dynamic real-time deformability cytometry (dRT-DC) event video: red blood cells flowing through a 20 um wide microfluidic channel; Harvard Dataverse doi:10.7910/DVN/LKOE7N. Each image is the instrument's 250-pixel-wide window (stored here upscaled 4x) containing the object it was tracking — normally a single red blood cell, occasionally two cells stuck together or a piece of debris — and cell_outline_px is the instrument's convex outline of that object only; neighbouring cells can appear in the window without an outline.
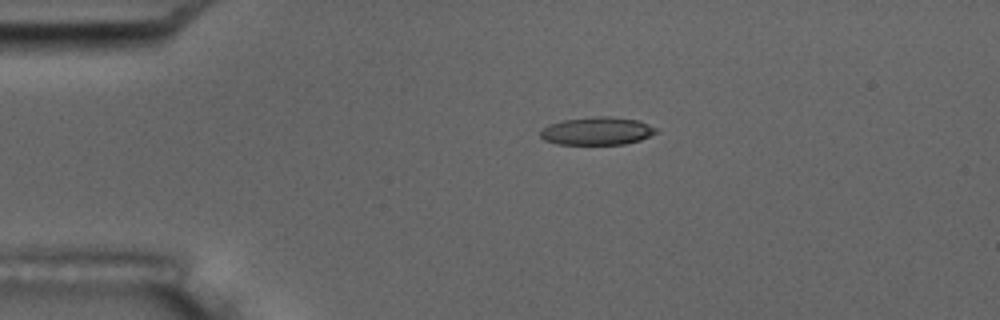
{"species": "common noctule bat (a hibernating species)", "species_latin": "Nyctalus noctula", "temperature_condition": "room temperature", "stored_images_in_passage": 2, "camera_frame_rate_fps": 3000, "um_per_image_px": 0.085, "animal": {"sex": "male", "body_mass_g": 17.5, "forearm_length_mm": 52.3}, "frame": {"image": 1, "passage_image": 1, "time_ms": 0.0, "image_size_px": [1000, 320], "cell_outline_px": [[656, 132], [640, 140], [624, 144], [556, 144], [544, 140], [540, 136], [540, 132], [548, 124], [564, 120], [592, 116], [608, 116], [640, 120], [656, 128]], "centroid_in_image_um": [50.73, 11.13], "position_along_channel_um": 34.3, "area_um2": 18.79}}